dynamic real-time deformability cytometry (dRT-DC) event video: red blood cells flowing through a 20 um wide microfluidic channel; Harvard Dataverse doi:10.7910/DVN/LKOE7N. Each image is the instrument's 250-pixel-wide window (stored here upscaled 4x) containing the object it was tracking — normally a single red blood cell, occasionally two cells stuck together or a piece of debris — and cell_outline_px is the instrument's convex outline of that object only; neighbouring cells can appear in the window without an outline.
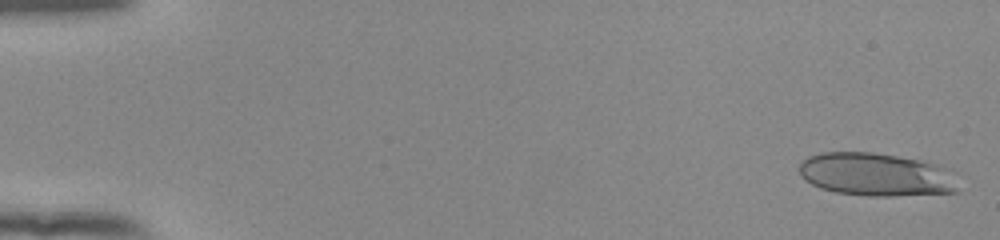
{"species": "human", "species_latin": "Homo sapiens", "temperature_condition": "room temperature", "stored_images_in_passage": 52, "camera_frame_rate_fps": 3000, "um_per_image_px": 0.085, "donor": {"sex": "female"}, "frame": {"image": 1, "passage_image": 1, "time_ms": 0.0, "image_size_px": [1000, 240], "cell_outline_px": [[960, 192], [892, 196], [868, 196], [836, 192], [820, 188], [804, 180], [800, 176], [800, 164], [808, 156], [824, 152], [872, 152], [920, 160], [952, 168], [956, 172]], "centroid_in_image_um": [74.55, 14.84], "position_along_channel_um": 10.4, "area_um2": 40.58}}
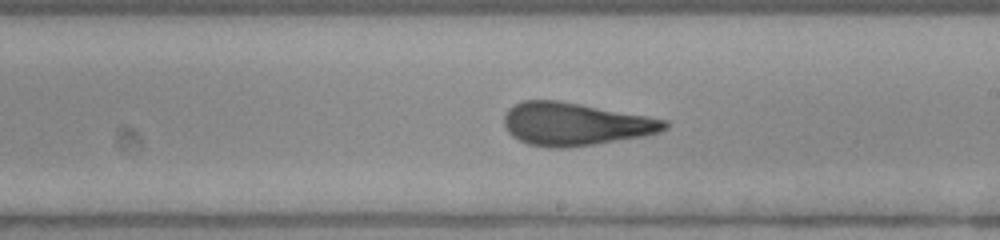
{"frame": {"image": 2, "passage_image": 31, "time_ms": 10.0, "image_size_px": [1000, 240], "cell_outline_px": [[668, 128], [660, 132], [644, 136], [596, 144], [564, 148], [552, 148], [528, 144], [512, 136], [508, 132], [504, 124], [504, 116], [508, 108], [524, 100], [556, 100], [580, 104], [668, 120]], "centroid_in_image_um": [48.88, 10.55], "position_along_channel_um": 240.1, "area_um2": 39.94}}
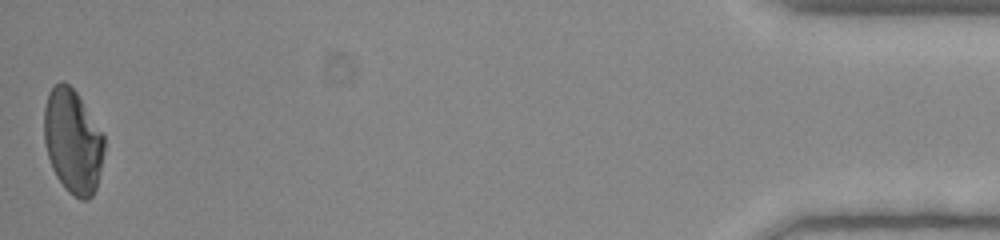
{"frame": {"image": 3, "passage_image": 52, "time_ms": 17.0, "image_size_px": [1000, 240], "cell_outline_px": [[104, 152], [100, 172], [96, 188], [92, 196], [88, 200], [80, 200], [72, 196], [64, 188], [56, 176], [52, 168], [44, 144], [44, 108], [48, 92], [60, 80], [68, 84], [76, 92], [104, 132]], "centroid_in_image_um": [6.19, 12.03], "position_along_channel_um": 429.0, "area_um2": 36.93}, "authors_computed_cell_mechanics": {"area_um2": 39.5641, "velocity_mm_per_s": 3.9262, "shape_relaxation_time_tau1_ms": 10.7441, "shape_relaxation_time_tau2_ms": 0.9609, "deformation_change_tau1": 0.3026, "deformation_change_tau2": 0.0903}}